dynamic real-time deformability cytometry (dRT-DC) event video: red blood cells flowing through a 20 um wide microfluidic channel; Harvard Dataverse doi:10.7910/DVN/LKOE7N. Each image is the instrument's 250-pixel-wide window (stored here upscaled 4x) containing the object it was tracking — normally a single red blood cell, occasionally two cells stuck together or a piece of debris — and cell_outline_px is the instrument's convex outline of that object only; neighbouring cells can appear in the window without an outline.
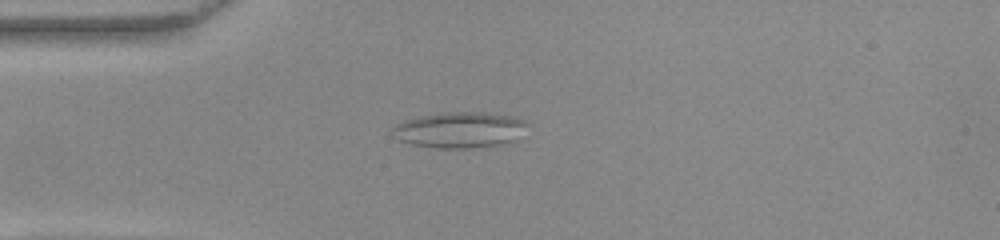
{"species": "common noctule bat (a hibernating species)", "species_latin": "Nyctalus noctula", "temperature_condition": "warm", "stored_images_in_passage": 52, "camera_frame_rate_fps": 3000, "um_per_image_px": 0.085, "animal": {"sex": "female", "body_mass_g": 22.0, "forearm_length_mm": 56.7}, "frame": {"image": 1, "passage_image": 13, "time_ms": 4.0, "image_size_px": [1000, 240], "cell_outline_px": [[528, 124], [516, 140], [512, 144], [472, 148], [436, 148], [412, 144], [400, 140], [392, 128], [396, 124], [404, 120], [420, 116], [444, 112], [484, 112], [520, 116]], "centroid_in_image_um": [39.18, 11.04], "position_along_channel_um": 45.8, "area_um2": 28.55}}
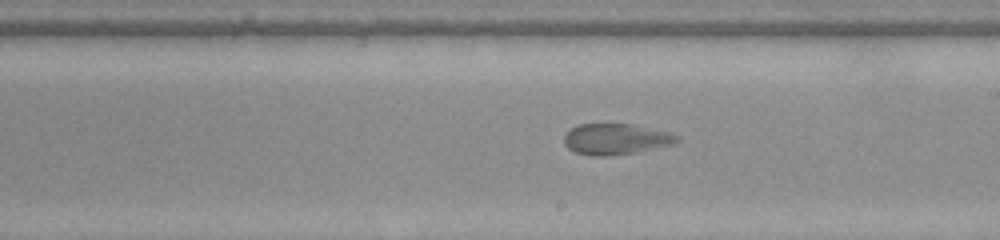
{"frame": {"image": 2, "passage_image": 29, "time_ms": 9.333, "image_size_px": [1000, 240], "cell_outline_px": [[680, 140], [672, 144], [636, 152], [608, 156], [592, 156], [576, 152], [568, 148], [564, 144], [564, 136], [572, 128], [580, 124], [632, 124], [672, 132], [680, 136]], "centroid_in_image_um": [52.38, 11.82], "position_along_channel_um": 236.6, "area_um2": 20.35}}
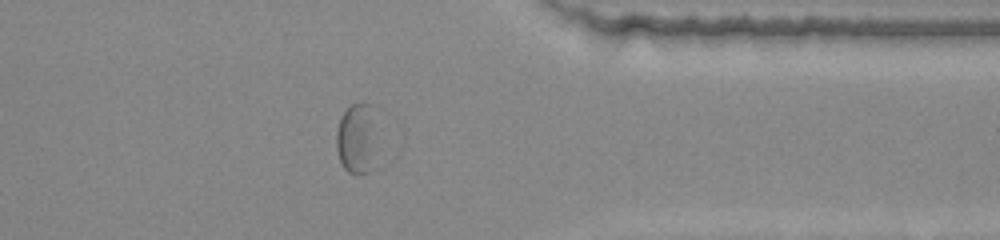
{"frame": {"image": 3, "passage_image": 41, "time_ms": 13.333, "image_size_px": [1000, 240], "cell_outline_px": [[376, 164], [368, 172], [356, 176], [348, 172], [344, 168], [340, 160], [336, 148], [336, 132], [340, 116], [352, 104], [372, 104]], "centroid_in_image_um": [30.31, 11.84], "position_along_channel_um": 381.1, "area_um2": 16.94}}